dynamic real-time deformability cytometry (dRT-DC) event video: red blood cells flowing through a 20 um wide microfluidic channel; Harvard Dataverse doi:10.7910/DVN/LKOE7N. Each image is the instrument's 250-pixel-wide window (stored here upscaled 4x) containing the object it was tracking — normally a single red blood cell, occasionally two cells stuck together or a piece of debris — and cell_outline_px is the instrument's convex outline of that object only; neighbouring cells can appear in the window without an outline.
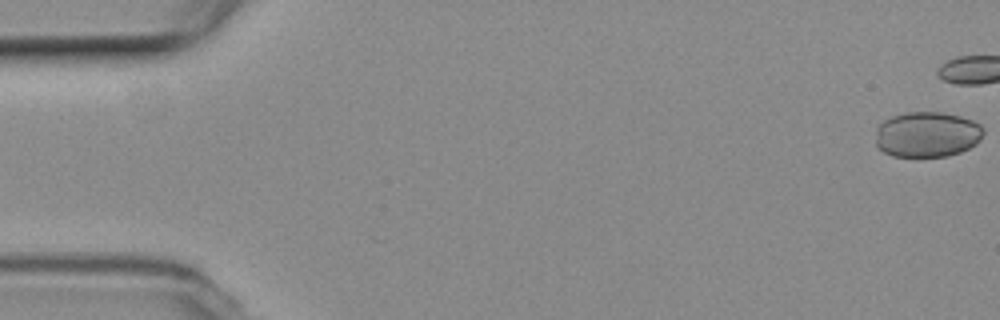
{"species": "common noctule bat (a hibernating species)", "species_latin": "Nyctalus noctula", "temperature_condition": "room temperature", "stored_images_in_passage": 12, "camera_frame_rate_fps": 3000, "um_per_image_px": 0.085, "animal": {"sex": "female", "body_mass_g": 19.3, "forearm_length_mm": 54.1}, "frame": {"image": 1, "passage_image": 1, "time_ms": 0.0, "image_size_px": [1000, 320], "cell_outline_px": [[984, 132], [980, 140], [976, 144], [960, 152], [948, 156], [892, 156], [884, 152], [876, 144], [876, 128], [884, 120], [892, 116], [904, 112], [940, 112], [960, 116], [972, 120], [980, 124], [984, 128]], "centroid_in_image_um": [78.81, 11.42], "position_along_channel_um": 6.2, "area_um2": 28.67}}